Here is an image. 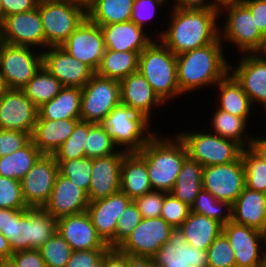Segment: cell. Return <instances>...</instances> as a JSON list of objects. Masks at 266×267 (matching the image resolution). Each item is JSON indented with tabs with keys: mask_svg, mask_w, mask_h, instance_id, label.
<instances>
[{
	"mask_svg": "<svg viewBox=\"0 0 266 267\" xmlns=\"http://www.w3.org/2000/svg\"><path fill=\"white\" fill-rule=\"evenodd\" d=\"M168 29L159 39L176 56L215 42L219 38V10L181 9L172 7Z\"/></svg>",
	"mask_w": 266,
	"mask_h": 267,
	"instance_id": "6da1fadb",
	"label": "cell"
},
{
	"mask_svg": "<svg viewBox=\"0 0 266 267\" xmlns=\"http://www.w3.org/2000/svg\"><path fill=\"white\" fill-rule=\"evenodd\" d=\"M220 38L176 56L177 82L184 95L205 86H215L230 72ZM186 93V94H185Z\"/></svg>",
	"mask_w": 266,
	"mask_h": 267,
	"instance_id": "7a4b0ae2",
	"label": "cell"
},
{
	"mask_svg": "<svg viewBox=\"0 0 266 267\" xmlns=\"http://www.w3.org/2000/svg\"><path fill=\"white\" fill-rule=\"evenodd\" d=\"M156 134L136 152L145 162L153 191L170 193L188 151L178 134L170 139ZM160 134V136H159Z\"/></svg>",
	"mask_w": 266,
	"mask_h": 267,
	"instance_id": "3957f363",
	"label": "cell"
},
{
	"mask_svg": "<svg viewBox=\"0 0 266 267\" xmlns=\"http://www.w3.org/2000/svg\"><path fill=\"white\" fill-rule=\"evenodd\" d=\"M138 71L165 104L183 95L177 82L176 55L160 40L154 39L141 51Z\"/></svg>",
	"mask_w": 266,
	"mask_h": 267,
	"instance_id": "277c9868",
	"label": "cell"
},
{
	"mask_svg": "<svg viewBox=\"0 0 266 267\" xmlns=\"http://www.w3.org/2000/svg\"><path fill=\"white\" fill-rule=\"evenodd\" d=\"M39 15L45 35V49L61 46L87 18V6L73 0H39Z\"/></svg>",
	"mask_w": 266,
	"mask_h": 267,
	"instance_id": "5b68a950",
	"label": "cell"
},
{
	"mask_svg": "<svg viewBox=\"0 0 266 267\" xmlns=\"http://www.w3.org/2000/svg\"><path fill=\"white\" fill-rule=\"evenodd\" d=\"M150 121L120 103L104 118L101 125L107 129L118 149L130 153L139 152L156 134L155 130V133L149 130L152 124Z\"/></svg>",
	"mask_w": 266,
	"mask_h": 267,
	"instance_id": "8992f818",
	"label": "cell"
},
{
	"mask_svg": "<svg viewBox=\"0 0 266 267\" xmlns=\"http://www.w3.org/2000/svg\"><path fill=\"white\" fill-rule=\"evenodd\" d=\"M226 12L223 29L219 28L221 42L236 45L242 53H259L265 44V37L256 26L250 9L243 3H228L220 7L219 15ZM222 30V31H221Z\"/></svg>",
	"mask_w": 266,
	"mask_h": 267,
	"instance_id": "52a82bcc",
	"label": "cell"
},
{
	"mask_svg": "<svg viewBox=\"0 0 266 267\" xmlns=\"http://www.w3.org/2000/svg\"><path fill=\"white\" fill-rule=\"evenodd\" d=\"M188 156L203 167L227 164L241 157L243 147L237 142L220 137L211 132H180Z\"/></svg>",
	"mask_w": 266,
	"mask_h": 267,
	"instance_id": "ba28073f",
	"label": "cell"
},
{
	"mask_svg": "<svg viewBox=\"0 0 266 267\" xmlns=\"http://www.w3.org/2000/svg\"><path fill=\"white\" fill-rule=\"evenodd\" d=\"M82 89L80 120L98 123L121 103L120 82L96 73Z\"/></svg>",
	"mask_w": 266,
	"mask_h": 267,
	"instance_id": "9c48e42d",
	"label": "cell"
},
{
	"mask_svg": "<svg viewBox=\"0 0 266 267\" xmlns=\"http://www.w3.org/2000/svg\"><path fill=\"white\" fill-rule=\"evenodd\" d=\"M35 51L36 48L29 46H3L0 74L7 88L22 89L43 66L42 52Z\"/></svg>",
	"mask_w": 266,
	"mask_h": 267,
	"instance_id": "30bf717a",
	"label": "cell"
},
{
	"mask_svg": "<svg viewBox=\"0 0 266 267\" xmlns=\"http://www.w3.org/2000/svg\"><path fill=\"white\" fill-rule=\"evenodd\" d=\"M173 230L162 217L143 218L117 249L132 258L151 259L168 242Z\"/></svg>",
	"mask_w": 266,
	"mask_h": 267,
	"instance_id": "8fae6325",
	"label": "cell"
},
{
	"mask_svg": "<svg viewBox=\"0 0 266 267\" xmlns=\"http://www.w3.org/2000/svg\"><path fill=\"white\" fill-rule=\"evenodd\" d=\"M202 184L215 198L232 205L246 187L241 157L227 164L204 167Z\"/></svg>",
	"mask_w": 266,
	"mask_h": 267,
	"instance_id": "7c38bea8",
	"label": "cell"
},
{
	"mask_svg": "<svg viewBox=\"0 0 266 267\" xmlns=\"http://www.w3.org/2000/svg\"><path fill=\"white\" fill-rule=\"evenodd\" d=\"M58 163L53 155H42L20 180L22 194L29 208H43L49 201L56 177Z\"/></svg>",
	"mask_w": 266,
	"mask_h": 267,
	"instance_id": "4fadbf2b",
	"label": "cell"
},
{
	"mask_svg": "<svg viewBox=\"0 0 266 267\" xmlns=\"http://www.w3.org/2000/svg\"><path fill=\"white\" fill-rule=\"evenodd\" d=\"M0 32L5 44L45 49V35L38 8L4 17Z\"/></svg>",
	"mask_w": 266,
	"mask_h": 267,
	"instance_id": "5bb4252c",
	"label": "cell"
},
{
	"mask_svg": "<svg viewBox=\"0 0 266 267\" xmlns=\"http://www.w3.org/2000/svg\"><path fill=\"white\" fill-rule=\"evenodd\" d=\"M38 118V107L22 89L8 88L0 98V129L15 130L32 136Z\"/></svg>",
	"mask_w": 266,
	"mask_h": 267,
	"instance_id": "9a60e30c",
	"label": "cell"
},
{
	"mask_svg": "<svg viewBox=\"0 0 266 267\" xmlns=\"http://www.w3.org/2000/svg\"><path fill=\"white\" fill-rule=\"evenodd\" d=\"M72 57L90 66L95 72L103 54L105 42L102 29L86 18L61 45Z\"/></svg>",
	"mask_w": 266,
	"mask_h": 267,
	"instance_id": "2e32d148",
	"label": "cell"
},
{
	"mask_svg": "<svg viewBox=\"0 0 266 267\" xmlns=\"http://www.w3.org/2000/svg\"><path fill=\"white\" fill-rule=\"evenodd\" d=\"M46 49L42 51L43 66L63 86L83 88L95 74L90 66L72 57L61 46Z\"/></svg>",
	"mask_w": 266,
	"mask_h": 267,
	"instance_id": "e0dca14e",
	"label": "cell"
},
{
	"mask_svg": "<svg viewBox=\"0 0 266 267\" xmlns=\"http://www.w3.org/2000/svg\"><path fill=\"white\" fill-rule=\"evenodd\" d=\"M222 232L234 251L236 267L259 266L266 253L260 230L231 221L222 227Z\"/></svg>",
	"mask_w": 266,
	"mask_h": 267,
	"instance_id": "ac0fdd59",
	"label": "cell"
},
{
	"mask_svg": "<svg viewBox=\"0 0 266 267\" xmlns=\"http://www.w3.org/2000/svg\"><path fill=\"white\" fill-rule=\"evenodd\" d=\"M151 259L156 267H208L207 252L188 244L179 228Z\"/></svg>",
	"mask_w": 266,
	"mask_h": 267,
	"instance_id": "d6986e66",
	"label": "cell"
},
{
	"mask_svg": "<svg viewBox=\"0 0 266 267\" xmlns=\"http://www.w3.org/2000/svg\"><path fill=\"white\" fill-rule=\"evenodd\" d=\"M238 66L230 64V73L241 84L252 105L261 104L266 112V59L260 53H243Z\"/></svg>",
	"mask_w": 266,
	"mask_h": 267,
	"instance_id": "ffe728a7",
	"label": "cell"
},
{
	"mask_svg": "<svg viewBox=\"0 0 266 267\" xmlns=\"http://www.w3.org/2000/svg\"><path fill=\"white\" fill-rule=\"evenodd\" d=\"M128 152L119 150L115 154L92 159V173L88 198L90 202L107 198L120 191L123 157Z\"/></svg>",
	"mask_w": 266,
	"mask_h": 267,
	"instance_id": "44dd1931",
	"label": "cell"
},
{
	"mask_svg": "<svg viewBox=\"0 0 266 267\" xmlns=\"http://www.w3.org/2000/svg\"><path fill=\"white\" fill-rule=\"evenodd\" d=\"M57 231L72 251L109 249L98 235L87 211L57 219Z\"/></svg>",
	"mask_w": 266,
	"mask_h": 267,
	"instance_id": "7402d4cb",
	"label": "cell"
},
{
	"mask_svg": "<svg viewBox=\"0 0 266 267\" xmlns=\"http://www.w3.org/2000/svg\"><path fill=\"white\" fill-rule=\"evenodd\" d=\"M132 200L121 190L90 202L87 207L92 223L102 240L108 245L115 238L118 220Z\"/></svg>",
	"mask_w": 266,
	"mask_h": 267,
	"instance_id": "603a6c76",
	"label": "cell"
},
{
	"mask_svg": "<svg viewBox=\"0 0 266 267\" xmlns=\"http://www.w3.org/2000/svg\"><path fill=\"white\" fill-rule=\"evenodd\" d=\"M88 193L58 173L49 201L43 207L55 219L87 211Z\"/></svg>",
	"mask_w": 266,
	"mask_h": 267,
	"instance_id": "cb8c5ba5",
	"label": "cell"
},
{
	"mask_svg": "<svg viewBox=\"0 0 266 267\" xmlns=\"http://www.w3.org/2000/svg\"><path fill=\"white\" fill-rule=\"evenodd\" d=\"M120 95L122 104L149 120L153 114L151 109L166 105L139 71L133 72L120 81Z\"/></svg>",
	"mask_w": 266,
	"mask_h": 267,
	"instance_id": "d4e9b609",
	"label": "cell"
},
{
	"mask_svg": "<svg viewBox=\"0 0 266 267\" xmlns=\"http://www.w3.org/2000/svg\"><path fill=\"white\" fill-rule=\"evenodd\" d=\"M104 35L105 48L113 51L141 53L153 38L134 22L127 21L100 26Z\"/></svg>",
	"mask_w": 266,
	"mask_h": 267,
	"instance_id": "484cf974",
	"label": "cell"
},
{
	"mask_svg": "<svg viewBox=\"0 0 266 267\" xmlns=\"http://www.w3.org/2000/svg\"><path fill=\"white\" fill-rule=\"evenodd\" d=\"M0 232L9 241L12 252L31 249V208H0Z\"/></svg>",
	"mask_w": 266,
	"mask_h": 267,
	"instance_id": "4316f807",
	"label": "cell"
},
{
	"mask_svg": "<svg viewBox=\"0 0 266 267\" xmlns=\"http://www.w3.org/2000/svg\"><path fill=\"white\" fill-rule=\"evenodd\" d=\"M80 118L62 120L37 119L31 139L43 155H54L72 134Z\"/></svg>",
	"mask_w": 266,
	"mask_h": 267,
	"instance_id": "83f0119b",
	"label": "cell"
},
{
	"mask_svg": "<svg viewBox=\"0 0 266 267\" xmlns=\"http://www.w3.org/2000/svg\"><path fill=\"white\" fill-rule=\"evenodd\" d=\"M120 190L132 201L153 191L146 162L136 153H127L122 160Z\"/></svg>",
	"mask_w": 266,
	"mask_h": 267,
	"instance_id": "f1b7e54d",
	"label": "cell"
},
{
	"mask_svg": "<svg viewBox=\"0 0 266 267\" xmlns=\"http://www.w3.org/2000/svg\"><path fill=\"white\" fill-rule=\"evenodd\" d=\"M265 217L266 194L245 187L232 204V221L261 230Z\"/></svg>",
	"mask_w": 266,
	"mask_h": 267,
	"instance_id": "f546056e",
	"label": "cell"
},
{
	"mask_svg": "<svg viewBox=\"0 0 266 267\" xmlns=\"http://www.w3.org/2000/svg\"><path fill=\"white\" fill-rule=\"evenodd\" d=\"M222 225L205 215L190 211L187 219L179 227L191 246L207 251L214 240L222 233Z\"/></svg>",
	"mask_w": 266,
	"mask_h": 267,
	"instance_id": "4dcf8cb0",
	"label": "cell"
},
{
	"mask_svg": "<svg viewBox=\"0 0 266 267\" xmlns=\"http://www.w3.org/2000/svg\"><path fill=\"white\" fill-rule=\"evenodd\" d=\"M81 97V88L64 86L55 98L38 108L37 119L80 118Z\"/></svg>",
	"mask_w": 266,
	"mask_h": 267,
	"instance_id": "1f68e13d",
	"label": "cell"
},
{
	"mask_svg": "<svg viewBox=\"0 0 266 267\" xmlns=\"http://www.w3.org/2000/svg\"><path fill=\"white\" fill-rule=\"evenodd\" d=\"M217 89L220 93L218 109L237 117H243L248 121L253 105L241 84L230 72L217 83Z\"/></svg>",
	"mask_w": 266,
	"mask_h": 267,
	"instance_id": "d6a6232c",
	"label": "cell"
},
{
	"mask_svg": "<svg viewBox=\"0 0 266 267\" xmlns=\"http://www.w3.org/2000/svg\"><path fill=\"white\" fill-rule=\"evenodd\" d=\"M203 170L204 167L199 162L188 156L182 164L181 171L170 193L191 207L203 188Z\"/></svg>",
	"mask_w": 266,
	"mask_h": 267,
	"instance_id": "836d02e7",
	"label": "cell"
},
{
	"mask_svg": "<svg viewBox=\"0 0 266 267\" xmlns=\"http://www.w3.org/2000/svg\"><path fill=\"white\" fill-rule=\"evenodd\" d=\"M134 0H92L87 18L99 26L131 20Z\"/></svg>",
	"mask_w": 266,
	"mask_h": 267,
	"instance_id": "e575fe53",
	"label": "cell"
},
{
	"mask_svg": "<svg viewBox=\"0 0 266 267\" xmlns=\"http://www.w3.org/2000/svg\"><path fill=\"white\" fill-rule=\"evenodd\" d=\"M138 59L137 52L106 49L95 73L120 82L123 78L138 71Z\"/></svg>",
	"mask_w": 266,
	"mask_h": 267,
	"instance_id": "d590c367",
	"label": "cell"
},
{
	"mask_svg": "<svg viewBox=\"0 0 266 267\" xmlns=\"http://www.w3.org/2000/svg\"><path fill=\"white\" fill-rule=\"evenodd\" d=\"M42 155L31 139L19 150L0 157V176L21 180Z\"/></svg>",
	"mask_w": 266,
	"mask_h": 267,
	"instance_id": "8d00e7d4",
	"label": "cell"
},
{
	"mask_svg": "<svg viewBox=\"0 0 266 267\" xmlns=\"http://www.w3.org/2000/svg\"><path fill=\"white\" fill-rule=\"evenodd\" d=\"M64 86L44 66L22 88L25 95L39 108L55 98Z\"/></svg>",
	"mask_w": 266,
	"mask_h": 267,
	"instance_id": "74e56055",
	"label": "cell"
},
{
	"mask_svg": "<svg viewBox=\"0 0 266 267\" xmlns=\"http://www.w3.org/2000/svg\"><path fill=\"white\" fill-rule=\"evenodd\" d=\"M211 122L213 133L216 135L233 140L243 148L250 146L252 136H250L249 139H246V136H244V134H246L245 128L248 124L245 118L237 117L223 110L216 109Z\"/></svg>",
	"mask_w": 266,
	"mask_h": 267,
	"instance_id": "f35d334b",
	"label": "cell"
},
{
	"mask_svg": "<svg viewBox=\"0 0 266 267\" xmlns=\"http://www.w3.org/2000/svg\"><path fill=\"white\" fill-rule=\"evenodd\" d=\"M190 211L196 214L205 215L208 218L217 221L222 226L232 221V205L227 201L218 200L203 188L191 205Z\"/></svg>",
	"mask_w": 266,
	"mask_h": 267,
	"instance_id": "ab89813d",
	"label": "cell"
},
{
	"mask_svg": "<svg viewBox=\"0 0 266 267\" xmlns=\"http://www.w3.org/2000/svg\"><path fill=\"white\" fill-rule=\"evenodd\" d=\"M95 123L79 120L66 141L54 153L55 160H72L85 157L84 145L89 129Z\"/></svg>",
	"mask_w": 266,
	"mask_h": 267,
	"instance_id": "60d3db41",
	"label": "cell"
},
{
	"mask_svg": "<svg viewBox=\"0 0 266 267\" xmlns=\"http://www.w3.org/2000/svg\"><path fill=\"white\" fill-rule=\"evenodd\" d=\"M241 160L245 170V186L250 190L266 194V162L249 147L243 149Z\"/></svg>",
	"mask_w": 266,
	"mask_h": 267,
	"instance_id": "b9f144b4",
	"label": "cell"
},
{
	"mask_svg": "<svg viewBox=\"0 0 266 267\" xmlns=\"http://www.w3.org/2000/svg\"><path fill=\"white\" fill-rule=\"evenodd\" d=\"M114 144L106 128L95 123L86 136L84 145L85 156L90 159L109 156L117 153L120 149Z\"/></svg>",
	"mask_w": 266,
	"mask_h": 267,
	"instance_id": "7bdbcfd3",
	"label": "cell"
},
{
	"mask_svg": "<svg viewBox=\"0 0 266 267\" xmlns=\"http://www.w3.org/2000/svg\"><path fill=\"white\" fill-rule=\"evenodd\" d=\"M31 249H39L57 232V219L44 208H31Z\"/></svg>",
	"mask_w": 266,
	"mask_h": 267,
	"instance_id": "ee69618b",
	"label": "cell"
},
{
	"mask_svg": "<svg viewBox=\"0 0 266 267\" xmlns=\"http://www.w3.org/2000/svg\"><path fill=\"white\" fill-rule=\"evenodd\" d=\"M59 173L67 177L75 185L89 192L92 173V159L89 157L77 158L72 160H56Z\"/></svg>",
	"mask_w": 266,
	"mask_h": 267,
	"instance_id": "f6af8a7d",
	"label": "cell"
},
{
	"mask_svg": "<svg viewBox=\"0 0 266 267\" xmlns=\"http://www.w3.org/2000/svg\"><path fill=\"white\" fill-rule=\"evenodd\" d=\"M39 251L47 267H66L73 252L58 231L39 248Z\"/></svg>",
	"mask_w": 266,
	"mask_h": 267,
	"instance_id": "bcb514c9",
	"label": "cell"
},
{
	"mask_svg": "<svg viewBox=\"0 0 266 267\" xmlns=\"http://www.w3.org/2000/svg\"><path fill=\"white\" fill-rule=\"evenodd\" d=\"M142 219L137 206L132 201L121 214L115 229V238L108 244V247L117 249L131 235Z\"/></svg>",
	"mask_w": 266,
	"mask_h": 267,
	"instance_id": "7dc6e473",
	"label": "cell"
},
{
	"mask_svg": "<svg viewBox=\"0 0 266 267\" xmlns=\"http://www.w3.org/2000/svg\"><path fill=\"white\" fill-rule=\"evenodd\" d=\"M206 252L208 267H236L234 251L223 232L214 240Z\"/></svg>",
	"mask_w": 266,
	"mask_h": 267,
	"instance_id": "c3c4849f",
	"label": "cell"
},
{
	"mask_svg": "<svg viewBox=\"0 0 266 267\" xmlns=\"http://www.w3.org/2000/svg\"><path fill=\"white\" fill-rule=\"evenodd\" d=\"M0 208L13 210L29 208L23 198L20 180L0 176Z\"/></svg>",
	"mask_w": 266,
	"mask_h": 267,
	"instance_id": "681fc988",
	"label": "cell"
},
{
	"mask_svg": "<svg viewBox=\"0 0 266 267\" xmlns=\"http://www.w3.org/2000/svg\"><path fill=\"white\" fill-rule=\"evenodd\" d=\"M189 213L190 207L186 203L175 198L171 193L164 196L160 217L174 229H178L183 224Z\"/></svg>",
	"mask_w": 266,
	"mask_h": 267,
	"instance_id": "f907efd6",
	"label": "cell"
},
{
	"mask_svg": "<svg viewBox=\"0 0 266 267\" xmlns=\"http://www.w3.org/2000/svg\"><path fill=\"white\" fill-rule=\"evenodd\" d=\"M164 191H151L133 200L142 218H158L161 215Z\"/></svg>",
	"mask_w": 266,
	"mask_h": 267,
	"instance_id": "816d5d0a",
	"label": "cell"
},
{
	"mask_svg": "<svg viewBox=\"0 0 266 267\" xmlns=\"http://www.w3.org/2000/svg\"><path fill=\"white\" fill-rule=\"evenodd\" d=\"M167 4L162 0H134L132 7L131 21L134 22L138 27L144 29L152 20L154 15H157L156 9Z\"/></svg>",
	"mask_w": 266,
	"mask_h": 267,
	"instance_id": "f5cc1de1",
	"label": "cell"
},
{
	"mask_svg": "<svg viewBox=\"0 0 266 267\" xmlns=\"http://www.w3.org/2000/svg\"><path fill=\"white\" fill-rule=\"evenodd\" d=\"M31 140V135L15 130L0 129V157L10 155Z\"/></svg>",
	"mask_w": 266,
	"mask_h": 267,
	"instance_id": "db71d44e",
	"label": "cell"
},
{
	"mask_svg": "<svg viewBox=\"0 0 266 267\" xmlns=\"http://www.w3.org/2000/svg\"><path fill=\"white\" fill-rule=\"evenodd\" d=\"M108 249L73 251L66 267H91Z\"/></svg>",
	"mask_w": 266,
	"mask_h": 267,
	"instance_id": "11a10c76",
	"label": "cell"
},
{
	"mask_svg": "<svg viewBox=\"0 0 266 267\" xmlns=\"http://www.w3.org/2000/svg\"><path fill=\"white\" fill-rule=\"evenodd\" d=\"M10 259L17 267H47L39 249L14 252Z\"/></svg>",
	"mask_w": 266,
	"mask_h": 267,
	"instance_id": "9f6ffc18",
	"label": "cell"
},
{
	"mask_svg": "<svg viewBox=\"0 0 266 267\" xmlns=\"http://www.w3.org/2000/svg\"><path fill=\"white\" fill-rule=\"evenodd\" d=\"M243 3L250 9L258 30L266 38V0H245Z\"/></svg>",
	"mask_w": 266,
	"mask_h": 267,
	"instance_id": "6f0895ef",
	"label": "cell"
},
{
	"mask_svg": "<svg viewBox=\"0 0 266 267\" xmlns=\"http://www.w3.org/2000/svg\"><path fill=\"white\" fill-rule=\"evenodd\" d=\"M39 0H1L2 19L12 14L23 13L37 7Z\"/></svg>",
	"mask_w": 266,
	"mask_h": 267,
	"instance_id": "680465c9",
	"label": "cell"
},
{
	"mask_svg": "<svg viewBox=\"0 0 266 267\" xmlns=\"http://www.w3.org/2000/svg\"><path fill=\"white\" fill-rule=\"evenodd\" d=\"M131 257L118 249H108L105 252V267H129Z\"/></svg>",
	"mask_w": 266,
	"mask_h": 267,
	"instance_id": "91938a15",
	"label": "cell"
},
{
	"mask_svg": "<svg viewBox=\"0 0 266 267\" xmlns=\"http://www.w3.org/2000/svg\"><path fill=\"white\" fill-rule=\"evenodd\" d=\"M173 7L181 9H220V6L215 2V0H175Z\"/></svg>",
	"mask_w": 266,
	"mask_h": 267,
	"instance_id": "94428289",
	"label": "cell"
},
{
	"mask_svg": "<svg viewBox=\"0 0 266 267\" xmlns=\"http://www.w3.org/2000/svg\"><path fill=\"white\" fill-rule=\"evenodd\" d=\"M249 148L264 162H266V137H252Z\"/></svg>",
	"mask_w": 266,
	"mask_h": 267,
	"instance_id": "6125c7cd",
	"label": "cell"
},
{
	"mask_svg": "<svg viewBox=\"0 0 266 267\" xmlns=\"http://www.w3.org/2000/svg\"><path fill=\"white\" fill-rule=\"evenodd\" d=\"M13 252L9 241L0 232V260L10 259Z\"/></svg>",
	"mask_w": 266,
	"mask_h": 267,
	"instance_id": "be15d7a7",
	"label": "cell"
},
{
	"mask_svg": "<svg viewBox=\"0 0 266 267\" xmlns=\"http://www.w3.org/2000/svg\"><path fill=\"white\" fill-rule=\"evenodd\" d=\"M129 267H156L152 259L132 258Z\"/></svg>",
	"mask_w": 266,
	"mask_h": 267,
	"instance_id": "e7e4bbea",
	"label": "cell"
},
{
	"mask_svg": "<svg viewBox=\"0 0 266 267\" xmlns=\"http://www.w3.org/2000/svg\"><path fill=\"white\" fill-rule=\"evenodd\" d=\"M0 267H17L11 259L0 260Z\"/></svg>",
	"mask_w": 266,
	"mask_h": 267,
	"instance_id": "03108f58",
	"label": "cell"
},
{
	"mask_svg": "<svg viewBox=\"0 0 266 267\" xmlns=\"http://www.w3.org/2000/svg\"><path fill=\"white\" fill-rule=\"evenodd\" d=\"M7 89L8 88H7L6 84H5V81H4L3 77L0 74V98L4 95V93L6 92Z\"/></svg>",
	"mask_w": 266,
	"mask_h": 267,
	"instance_id": "003e7915",
	"label": "cell"
},
{
	"mask_svg": "<svg viewBox=\"0 0 266 267\" xmlns=\"http://www.w3.org/2000/svg\"><path fill=\"white\" fill-rule=\"evenodd\" d=\"M245 0H215V2L221 7L228 3L244 2Z\"/></svg>",
	"mask_w": 266,
	"mask_h": 267,
	"instance_id": "a7ac6f4b",
	"label": "cell"
},
{
	"mask_svg": "<svg viewBox=\"0 0 266 267\" xmlns=\"http://www.w3.org/2000/svg\"><path fill=\"white\" fill-rule=\"evenodd\" d=\"M91 267H105V254L95 262Z\"/></svg>",
	"mask_w": 266,
	"mask_h": 267,
	"instance_id": "89a4df30",
	"label": "cell"
},
{
	"mask_svg": "<svg viewBox=\"0 0 266 267\" xmlns=\"http://www.w3.org/2000/svg\"><path fill=\"white\" fill-rule=\"evenodd\" d=\"M260 232H261L262 238L264 239L266 243V217H265L263 228L260 230Z\"/></svg>",
	"mask_w": 266,
	"mask_h": 267,
	"instance_id": "2644e50d",
	"label": "cell"
},
{
	"mask_svg": "<svg viewBox=\"0 0 266 267\" xmlns=\"http://www.w3.org/2000/svg\"><path fill=\"white\" fill-rule=\"evenodd\" d=\"M4 45H5V40L3 39L1 32H0V55H1V51Z\"/></svg>",
	"mask_w": 266,
	"mask_h": 267,
	"instance_id": "8c879c8a",
	"label": "cell"
},
{
	"mask_svg": "<svg viewBox=\"0 0 266 267\" xmlns=\"http://www.w3.org/2000/svg\"><path fill=\"white\" fill-rule=\"evenodd\" d=\"M266 59V39L263 49L259 52Z\"/></svg>",
	"mask_w": 266,
	"mask_h": 267,
	"instance_id": "753ad0ef",
	"label": "cell"
},
{
	"mask_svg": "<svg viewBox=\"0 0 266 267\" xmlns=\"http://www.w3.org/2000/svg\"><path fill=\"white\" fill-rule=\"evenodd\" d=\"M258 267H266V253Z\"/></svg>",
	"mask_w": 266,
	"mask_h": 267,
	"instance_id": "34e18365",
	"label": "cell"
},
{
	"mask_svg": "<svg viewBox=\"0 0 266 267\" xmlns=\"http://www.w3.org/2000/svg\"><path fill=\"white\" fill-rule=\"evenodd\" d=\"M73 1H77V2L83 3L84 5L87 6L92 0H73Z\"/></svg>",
	"mask_w": 266,
	"mask_h": 267,
	"instance_id": "11e5206c",
	"label": "cell"
},
{
	"mask_svg": "<svg viewBox=\"0 0 266 267\" xmlns=\"http://www.w3.org/2000/svg\"><path fill=\"white\" fill-rule=\"evenodd\" d=\"M2 20V4H1V0H0V21Z\"/></svg>",
	"mask_w": 266,
	"mask_h": 267,
	"instance_id": "2a66077c",
	"label": "cell"
}]
</instances>
